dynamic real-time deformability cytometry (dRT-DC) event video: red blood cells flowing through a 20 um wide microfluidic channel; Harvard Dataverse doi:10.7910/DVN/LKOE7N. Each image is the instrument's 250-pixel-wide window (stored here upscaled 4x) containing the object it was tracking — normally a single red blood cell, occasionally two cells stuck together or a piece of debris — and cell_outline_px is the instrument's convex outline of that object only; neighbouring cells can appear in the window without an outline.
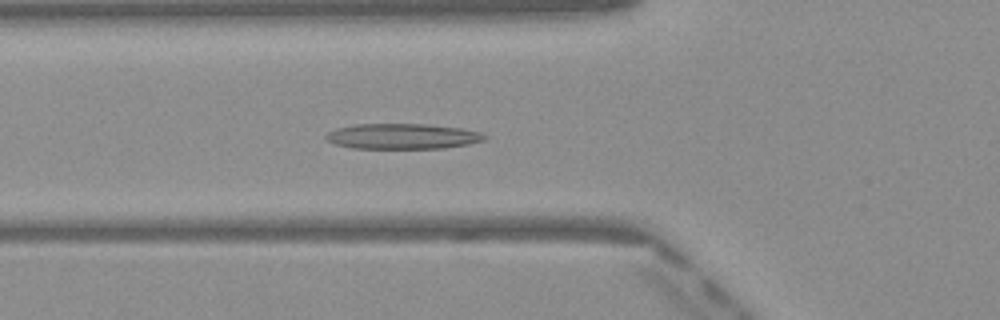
{"species": "Egyptian fruit bat (a non-hibernating species)", "species_latin": "Rousettus aegyptiacus", "temperature_condition": "warm", "stored_images_in_passage": 49, "camera_frame_rate_fps": 3000, "um_per_image_px": 0.085, "frame": {"image": 1, "passage_image": 17, "time_ms": 5.333, "image_size_px": [1000, 320], "cell_outline_px": [[488, 136], [484, 140], [468, 144], [444, 148], [352, 148], [336, 144], [324, 140], [324, 136], [328, 132], [336, 128], [356, 124], [428, 124], [460, 128], [480, 132]], "centroid_in_image_um": [34.18, 11.58], "position_along_channel_um": 91.6, "area_um2": 23.52}}
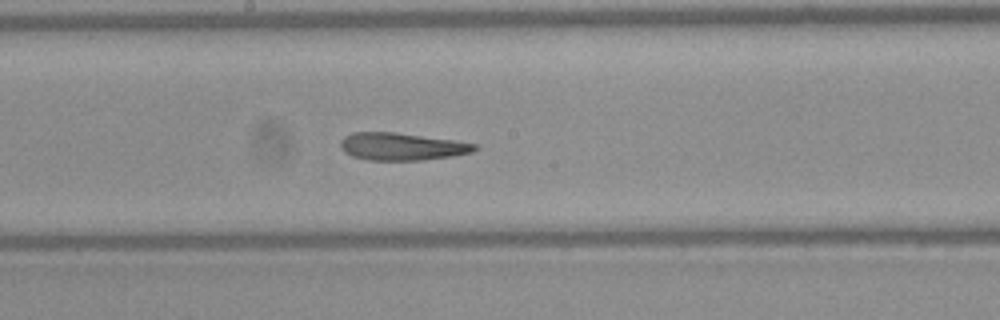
{"frame": {"image": 2, "passage_image": 26, "time_ms": 8.333, "image_size_px": [1000, 320], "cell_outline_px": [[480, 148], [472, 152], [452, 156], [424, 160], [368, 160], [352, 156], [344, 152], [340, 148], [340, 140], [344, 136], [352, 132], [396, 132], [452, 140], [476, 144]], "centroid_in_image_um": [34.12, 12.45], "position_along_channel_um": 214.1, "area_um2": 21.56}}
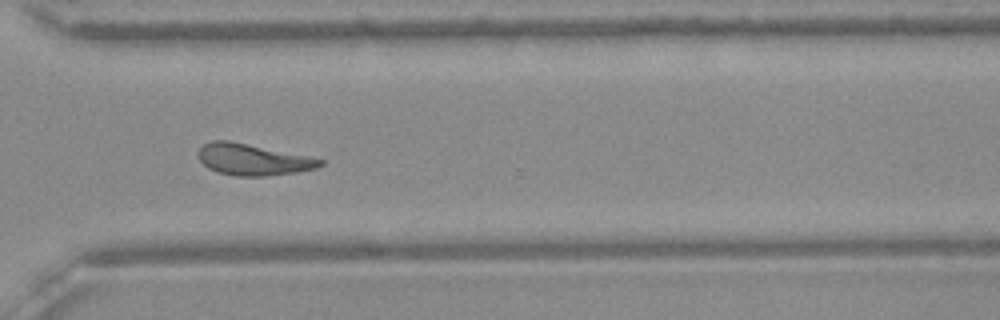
{"frame": {"image": 3, "passage_image": 36, "time_ms": 11.667, "image_size_px": [1000, 320], "cell_outline_px": [[324, 164], [316, 168], [296, 172], [264, 176], [236, 176], [216, 172], [208, 168], [200, 160], [200, 148], [204, 144], [212, 140], [228, 140], [324, 160]], "centroid_in_image_um": [21.47, 13.57], "position_along_channel_um": 349.1, "area_um2": 21.79}, "authors_computed_cell_mechanics": {"area_um2": 22.6576, "velocity_mm_per_s": 4.0564, "shape_relaxation_time_tau1_ms": null, "shape_relaxation_time_tau2_ms": 4.8355, "deformation_change_tau1": null, "deformation_change_tau2": 0.1705}}